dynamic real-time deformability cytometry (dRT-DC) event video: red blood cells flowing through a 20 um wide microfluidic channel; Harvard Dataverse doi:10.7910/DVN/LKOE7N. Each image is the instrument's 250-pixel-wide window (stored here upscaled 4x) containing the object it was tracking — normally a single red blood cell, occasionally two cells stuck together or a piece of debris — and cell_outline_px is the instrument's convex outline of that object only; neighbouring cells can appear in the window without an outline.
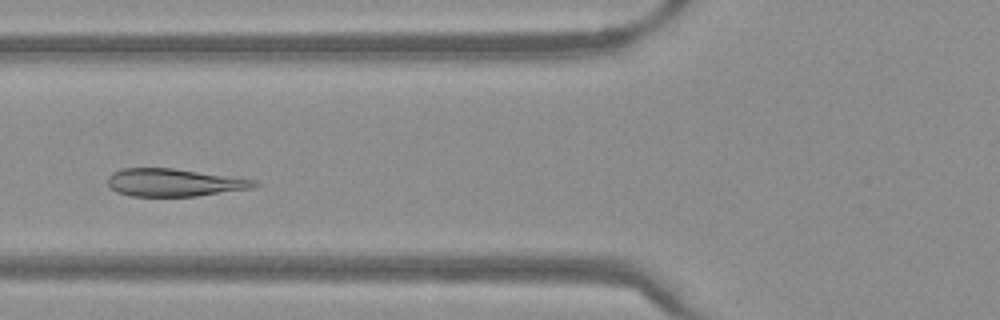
{"species": "Egyptian fruit bat (a non-hibernating species)", "species_latin": "Rousettus aegyptiacus", "temperature_condition": "warm", "stored_images_in_passage": 41, "camera_frame_rate_fps": 3000, "um_per_image_px": 0.085, "frame": {"image": 1, "passage_image": 10, "time_ms": 3.0, "image_size_px": [1000, 320], "cell_outline_px": [[260, 184], [252, 188], [196, 196], [132, 196], [116, 192], [108, 184], [108, 176], [112, 172], [124, 168], [172, 168], [256, 180]], "centroid_in_image_um": [14.77, 15.51], "position_along_channel_um": 111.0, "area_um2": 23.47}}
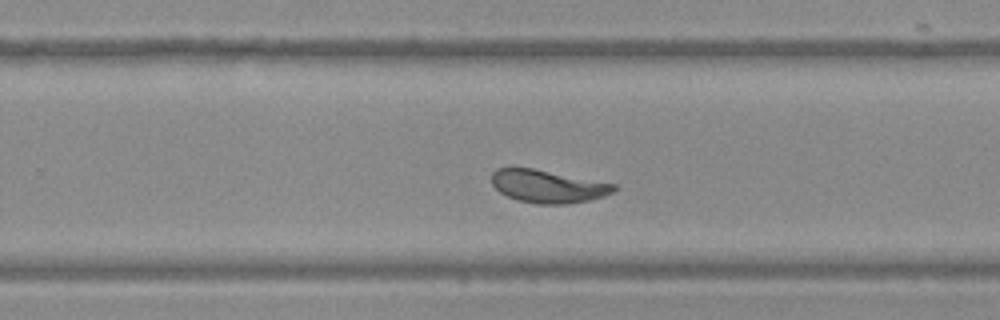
{"frame": {"image": 2, "passage_image": 23, "time_ms": 7.333, "image_size_px": [1000, 320], "cell_outline_px": [[616, 188], [612, 192], [604, 196], [588, 200], [568, 204], [536, 204], [520, 200], [508, 196], [500, 192], [492, 184], [492, 172], [496, 168], [532, 168], [616, 184]], "centroid_in_image_um": [46.56, 15.84], "position_along_channel_um": 283.2, "area_um2": 23.12}}
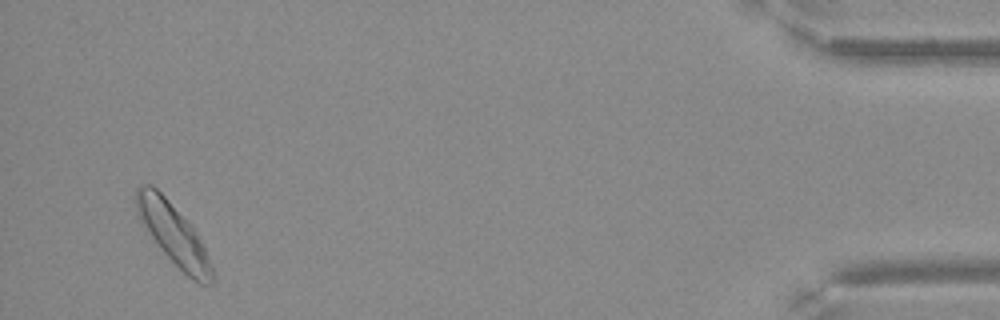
{"frame": {"image": 3, "passage_image": 39, "time_ms": 12.667, "image_size_px": [1000, 320], "cell_outline_px": [[212, 284], [200, 284], [192, 280], [160, 248], [144, 228], [136, 216], [132, 196], [136, 188], [140, 184], [152, 184], [192, 224], [212, 264]], "centroid_in_image_um": [14.66, 19.81], "position_along_channel_um": 420.5, "area_um2": 27.17}}